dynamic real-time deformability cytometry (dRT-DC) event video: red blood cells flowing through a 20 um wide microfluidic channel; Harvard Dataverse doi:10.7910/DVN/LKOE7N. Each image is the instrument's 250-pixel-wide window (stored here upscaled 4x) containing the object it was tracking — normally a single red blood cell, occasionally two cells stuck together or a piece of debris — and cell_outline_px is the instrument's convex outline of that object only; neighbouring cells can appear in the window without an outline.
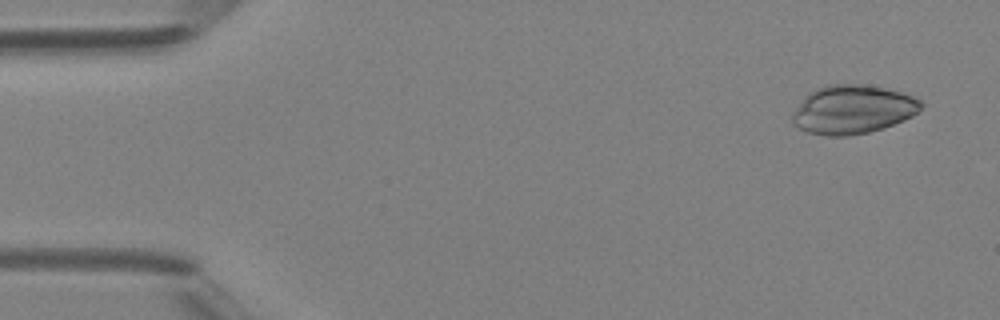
{"species": "Egyptian fruit bat (a non-hibernating species)", "species_latin": "Rousettus aegyptiacus", "temperature_condition": "room temperature", "stored_images_in_passage": 4, "camera_frame_rate_fps": 3000, "um_per_image_px": 0.085, "animal": {"sex": "female"}, "frame": {"image": 1, "passage_image": 1, "time_ms": 0.0, "image_size_px": [1000, 320], "cell_outline_px": [[924, 104], [912, 116], [904, 120], [884, 128], [868, 132], [848, 136], [824, 136], [808, 132], [792, 124], [792, 112], [804, 96], [808, 92], [816, 88], [828, 84], [860, 84], [884, 88], [900, 92], [912, 96], [920, 100]], "centroid_in_image_um": [72.44, 9.31], "position_along_channel_um": 12.6, "area_um2": 36.65}}
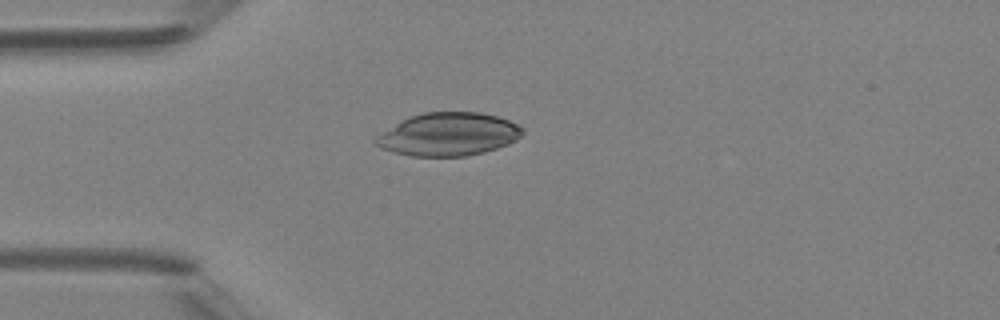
{"frame": {"image": 2, "passage_image": 4, "time_ms": 3.333, "image_size_px": [1000, 320], "cell_outline_px": [[524, 132], [516, 140], [508, 144], [484, 152], [464, 156], [412, 156], [380, 148], [372, 140], [376, 136], [396, 124], [412, 116], [424, 112], [480, 112], [496, 116], [508, 120], [524, 128]], "centroid_in_image_um": [38.13, 11.42], "position_along_channel_um": 46.9, "area_um2": 36.47}}